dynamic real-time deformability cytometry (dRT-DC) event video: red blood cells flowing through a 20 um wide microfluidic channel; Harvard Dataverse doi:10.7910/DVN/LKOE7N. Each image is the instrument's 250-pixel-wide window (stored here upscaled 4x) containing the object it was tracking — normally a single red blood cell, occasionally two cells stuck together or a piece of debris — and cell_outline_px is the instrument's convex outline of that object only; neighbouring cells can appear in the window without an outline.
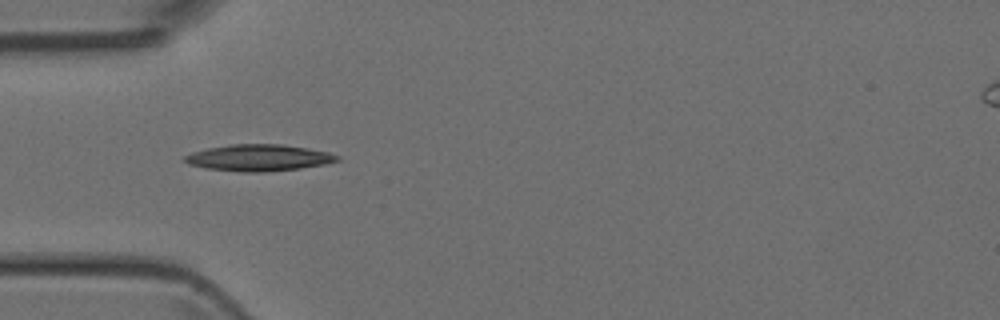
{"species": "Egyptian fruit bat (a non-hibernating species)", "species_latin": "Rousettus aegyptiacus", "temperature_condition": "room temperature", "stored_images_in_passage": 5, "camera_frame_rate_fps": 3000, "um_per_image_px": 0.085, "animal": {"sex": "female"}, "frame": {"image": 1, "passage_image": 3, "time_ms": 2.0, "image_size_px": [1000, 320], "cell_outline_px": [[340, 160], [324, 164], [300, 168], [264, 172], [240, 172], [204, 168], [188, 164], [184, 160], [184, 156], [192, 152], [208, 148], [228, 144], [280, 144], [308, 148], [328, 152], [340, 156]], "centroid_in_image_um": [21.97, 13.41], "position_along_channel_um": 63.0, "area_um2": 23.64}}
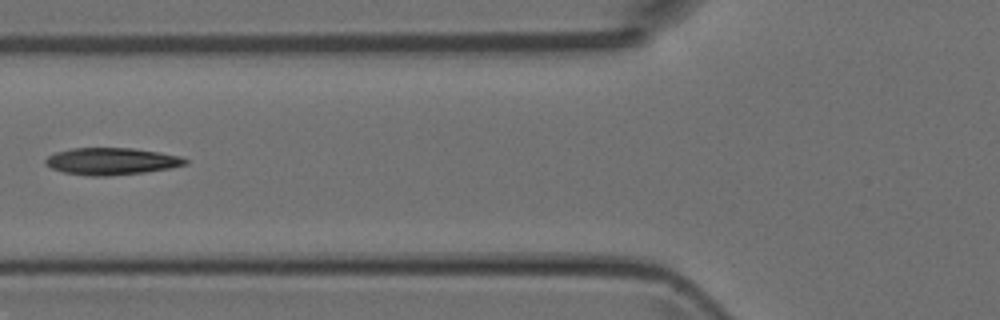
{"frame": {"image": 2, "passage_image": 4, "time_ms": 3.333, "image_size_px": [1000, 320], "cell_outline_px": [[188, 164], [168, 168], [144, 172], [108, 176], [92, 176], [64, 172], [52, 168], [44, 164], [44, 160], [48, 156], [56, 152], [72, 148], [132, 148], [160, 152], [180, 156], [188, 160]], "centroid_in_image_um": [9.47, 13.7], "position_along_channel_um": 116.3, "area_um2": 21.91}}
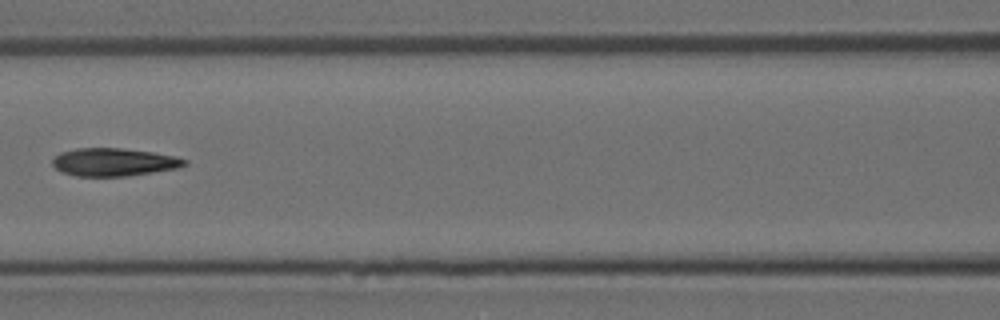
{"frame": {"image": 3, "passage_image": 5, "time_ms": 4.333, "image_size_px": [1000, 320], "cell_outline_px": [[188, 164], [176, 168], [128, 176], [76, 176], [64, 172], [56, 168], [52, 164], [52, 160], [60, 152], [76, 148], [120, 148], [152, 152], [176, 156], [188, 160]], "centroid_in_image_um": [9.69, 13.77], "position_along_channel_um": 156.9, "area_um2": 21.39}}